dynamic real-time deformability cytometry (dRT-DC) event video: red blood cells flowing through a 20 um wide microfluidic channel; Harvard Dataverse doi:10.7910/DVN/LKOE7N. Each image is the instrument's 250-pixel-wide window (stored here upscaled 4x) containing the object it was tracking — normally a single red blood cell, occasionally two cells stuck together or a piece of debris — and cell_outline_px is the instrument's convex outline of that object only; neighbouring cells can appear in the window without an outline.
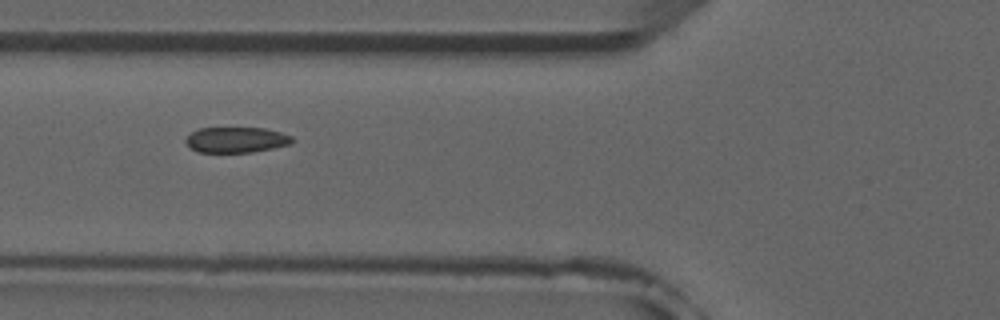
{"species": "common noctule bat (a hibernating species)", "species_latin": "Nyctalus noctula", "temperature_condition": "room temperature", "stored_images_in_passage": 3, "camera_frame_rate_fps": 3000, "um_per_image_px": 0.085, "animal": {"sex": "male", "forearm_length_mm": 52.5}, "frame": {"image": 1, "passage_image": 2, "time_ms": 1.0, "image_size_px": [1000, 320], "cell_outline_px": [[292, 140], [288, 144], [272, 148], [252, 152], [196, 152], [184, 140], [192, 132], [200, 128], [264, 128], [280, 132], [292, 136]], "centroid_in_image_um": [20.06, 11.88], "position_along_channel_um": 105.7, "area_um2": 15.61}}
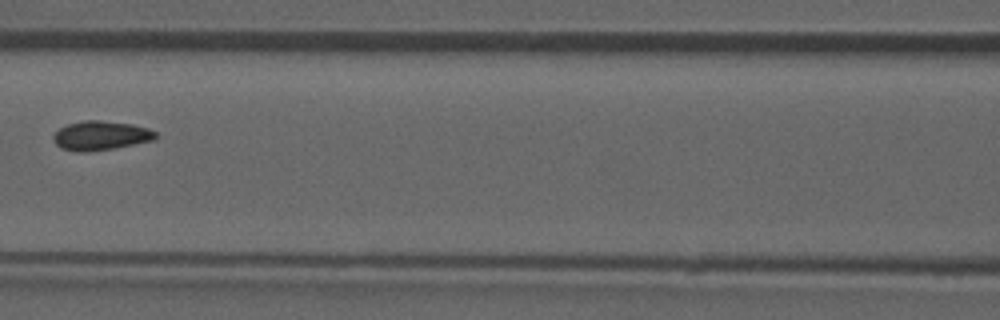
{"frame": {"image": 2, "passage_image": 3, "time_ms": 2.333, "image_size_px": [1000, 320], "cell_outline_px": [[160, 136], [156, 140], [112, 148], [80, 152], [60, 148], [52, 140], [52, 136], [60, 128], [68, 124], [84, 120], [100, 120], [132, 124], [148, 128], [156, 132]], "centroid_in_image_um": [8.59, 11.51], "position_along_channel_um": 158.0, "area_um2": 17.4}}